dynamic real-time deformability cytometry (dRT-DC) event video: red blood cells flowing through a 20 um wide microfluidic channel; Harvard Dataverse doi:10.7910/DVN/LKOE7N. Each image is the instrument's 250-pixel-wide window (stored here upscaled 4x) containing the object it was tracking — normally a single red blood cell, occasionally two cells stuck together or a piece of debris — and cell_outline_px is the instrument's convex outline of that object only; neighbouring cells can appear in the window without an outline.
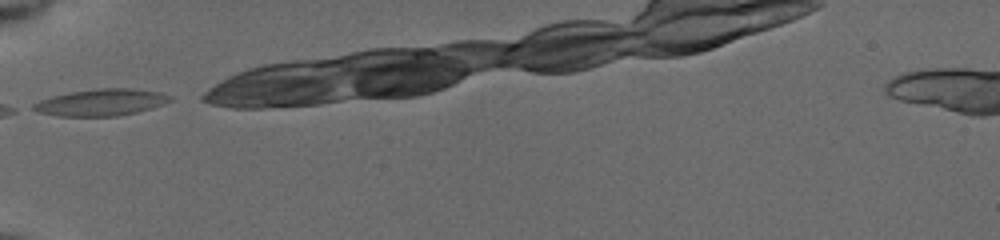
{"species": "common noctule bat (a hibernating species)", "species_latin": "Nyctalus noctula", "temperature_condition": "cold", "stored_images_in_passage": 7, "camera_frame_rate_fps": 3000, "um_per_image_px": 0.085, "animal": {"sex": "female", "body_mass_g": 19.5, "forearm_length_mm": 54.1}, "frame": {"image": 1, "passage_image": 1, "time_ms": 0.0, "image_size_px": [1000, 240], "cell_outline_px": [[172, 100], [152, 108], [136, 112], [116, 116], [60, 116], [40, 112], [32, 108], [32, 104], [40, 100], [52, 96], [72, 92], [96, 88], [132, 88], [160, 92], [172, 96]], "centroid_in_image_um": [8.62, 8.69], "position_along_channel_um": 76.4, "area_um2": 21.15}}